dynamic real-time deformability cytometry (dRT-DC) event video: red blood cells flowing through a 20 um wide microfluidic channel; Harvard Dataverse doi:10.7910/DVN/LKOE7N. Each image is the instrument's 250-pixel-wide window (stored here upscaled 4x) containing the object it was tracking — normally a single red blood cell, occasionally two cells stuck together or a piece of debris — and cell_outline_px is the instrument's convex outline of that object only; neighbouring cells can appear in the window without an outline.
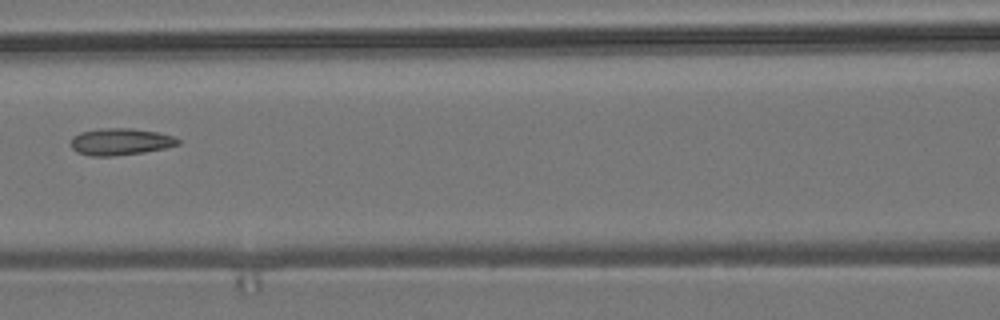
{"species": "common noctule bat (a hibernating species)", "species_latin": "Nyctalus noctula", "temperature_condition": "room temperature", "stored_images_in_passage": 8, "camera_frame_rate_fps": 3000, "um_per_image_px": 0.085, "animal": {"sex": "male", "body_mass_g": 19.2, "forearm_length_mm": 51.8}, "frame": {"image": 1, "passage_image": 7, "time_ms": 6.667, "image_size_px": [1000, 320], "cell_outline_px": [[180, 144], [164, 148], [144, 152], [112, 156], [92, 156], [76, 152], [72, 148], [72, 136], [80, 132], [100, 128], [132, 128], [156, 132], [172, 136], [180, 140]], "centroid_in_image_um": [10.21, 12.04], "position_along_channel_um": 156.4, "area_um2": 16.7}}
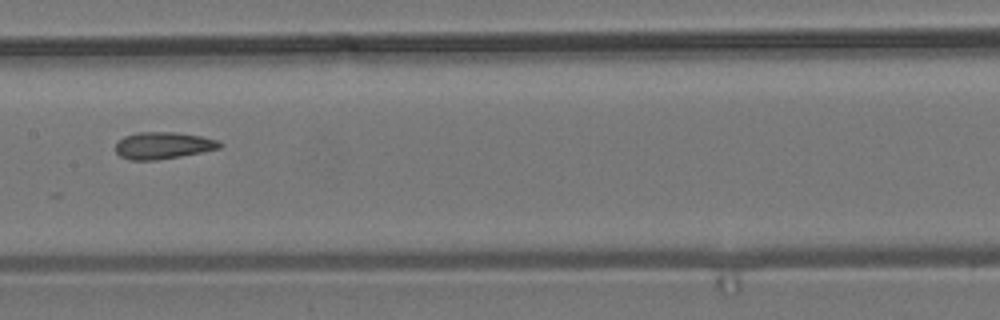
{"frame": {"image": 2, "passage_image": 8, "time_ms": 7.667, "image_size_px": [1000, 320], "cell_outline_px": [[224, 144], [220, 148], [180, 156], [156, 160], [128, 160], [120, 156], [116, 152], [116, 144], [124, 136], [136, 132], [176, 132], [200, 136], [216, 140]], "centroid_in_image_um": [13.84, 12.36], "position_along_channel_um": 193.6, "area_um2": 16.24}}